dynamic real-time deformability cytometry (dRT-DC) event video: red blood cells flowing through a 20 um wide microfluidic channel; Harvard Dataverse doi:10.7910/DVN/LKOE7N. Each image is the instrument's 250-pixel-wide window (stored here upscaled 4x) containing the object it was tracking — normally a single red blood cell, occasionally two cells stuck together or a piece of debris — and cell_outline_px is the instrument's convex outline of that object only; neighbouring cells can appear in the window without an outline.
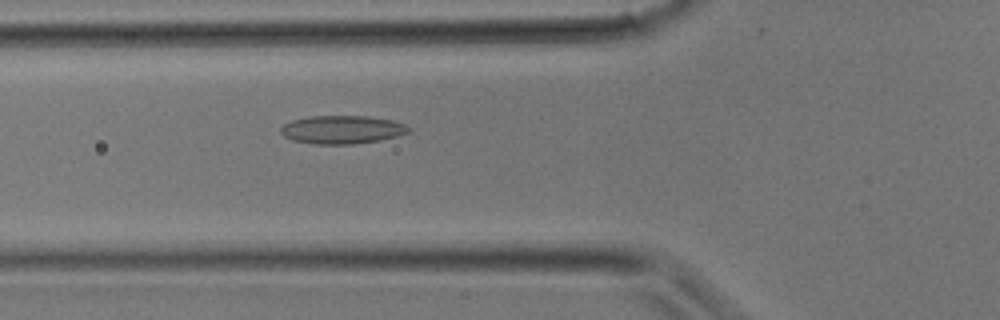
{"species": "common noctule bat (a hibernating species)", "species_latin": "Nyctalus noctula", "temperature_condition": "room temperature", "stored_images_in_passage": 4, "camera_frame_rate_fps": 3000, "um_per_image_px": 0.085, "animal": {"sex": "male", "body_mass_g": 17.9}, "frame": {"image": 1, "passage_image": 2, "time_ms": 0.333, "image_size_px": [1000, 320], "cell_outline_px": [[412, 128], [408, 132], [396, 136], [380, 140], [352, 144], [316, 144], [292, 140], [284, 136], [280, 132], [280, 128], [284, 124], [292, 120], [312, 116], [368, 116], [392, 120], [404, 124]], "centroid_in_image_um": [29.07, 11.01], "position_along_channel_um": 96.7, "area_um2": 20.98}}
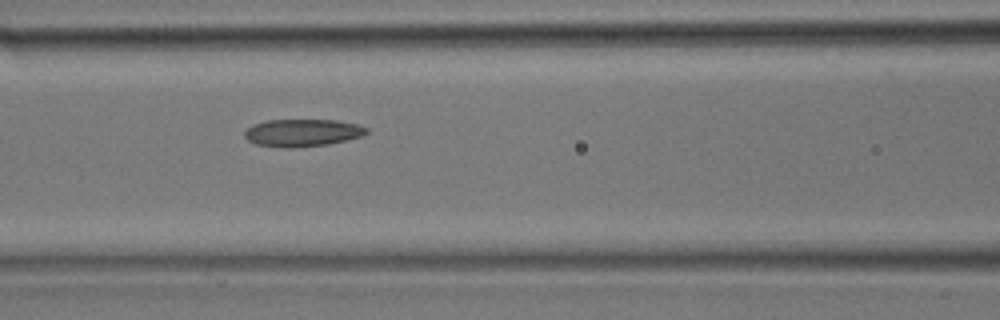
{"frame": {"image": 2, "passage_image": 4, "time_ms": 1.0, "image_size_px": [1000, 320], "cell_outline_px": [[368, 132], [360, 136], [348, 140], [328, 144], [292, 148], [280, 148], [256, 144], [248, 140], [244, 136], [244, 132], [252, 124], [264, 120], [336, 120], [356, 124], [368, 128]], "centroid_in_image_um": [25.67, 11.29], "position_along_channel_um": 140.9, "area_um2": 19.59}}